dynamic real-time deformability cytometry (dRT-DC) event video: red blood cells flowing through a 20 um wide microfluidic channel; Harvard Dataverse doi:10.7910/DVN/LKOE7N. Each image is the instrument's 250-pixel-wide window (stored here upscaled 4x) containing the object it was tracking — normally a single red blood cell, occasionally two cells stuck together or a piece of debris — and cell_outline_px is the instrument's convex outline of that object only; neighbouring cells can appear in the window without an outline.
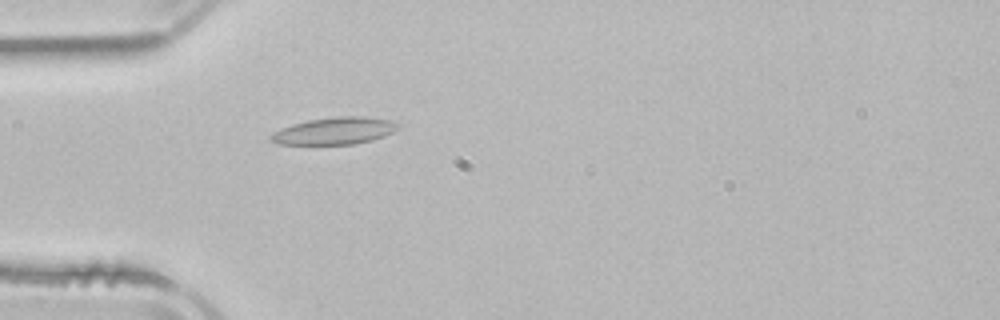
{"species": "common noctule bat (a hibernating species)", "species_latin": "Nyctalus noctula", "temperature_condition": "room temperature", "stored_images_in_passage": 4, "camera_frame_rate_fps": 3000, "um_per_image_px": 0.085, "animal": {"sex": "male", "body_mass_g": 21.5, "forearm_length_mm": 52.0}, "frame": {"image": 1, "passage_image": 4, "time_ms": 4.333, "image_size_px": [1000, 320], "cell_outline_px": [[400, 128], [384, 136], [372, 140], [352, 144], [280, 144], [268, 140], [268, 136], [272, 132], [280, 128], [292, 124], [308, 120], [336, 116], [368, 116], [396, 120], [400, 124]], "centroid_in_image_um": [28.46, 11.11], "position_along_channel_um": 56.5, "area_um2": 20.46}}